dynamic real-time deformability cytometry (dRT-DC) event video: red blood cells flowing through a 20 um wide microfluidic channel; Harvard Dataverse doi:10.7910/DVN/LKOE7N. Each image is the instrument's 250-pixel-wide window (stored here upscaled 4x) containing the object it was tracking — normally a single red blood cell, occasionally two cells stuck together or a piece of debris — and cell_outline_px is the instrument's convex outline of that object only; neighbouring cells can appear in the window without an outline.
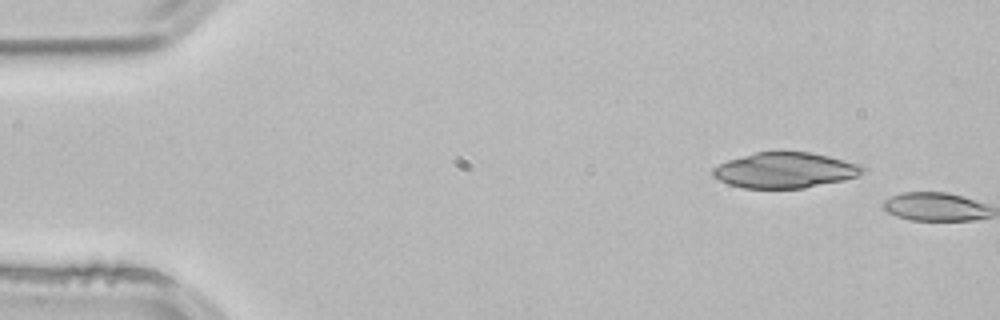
{"species": "common noctule bat (a hibernating species)", "species_latin": "Nyctalus noctula", "temperature_condition": "room temperature", "stored_images_in_passage": 2, "camera_frame_rate_fps": 3000, "um_per_image_px": 0.085, "animal": {"sex": "male", "body_mass_g": 21.5, "forearm_length_mm": 52.0}, "frame": {"image": 1, "passage_image": 1, "time_ms": 0.0, "image_size_px": [1000, 320], "cell_outline_px": [[864, 172], [856, 176], [844, 180], [804, 188], [744, 188], [728, 184], [712, 176], [712, 168], [728, 160], [756, 152], [812, 152], [860, 164], [864, 168]], "centroid_in_image_um": [66.72, 14.47], "position_along_channel_um": 18.3, "area_um2": 30.87}}